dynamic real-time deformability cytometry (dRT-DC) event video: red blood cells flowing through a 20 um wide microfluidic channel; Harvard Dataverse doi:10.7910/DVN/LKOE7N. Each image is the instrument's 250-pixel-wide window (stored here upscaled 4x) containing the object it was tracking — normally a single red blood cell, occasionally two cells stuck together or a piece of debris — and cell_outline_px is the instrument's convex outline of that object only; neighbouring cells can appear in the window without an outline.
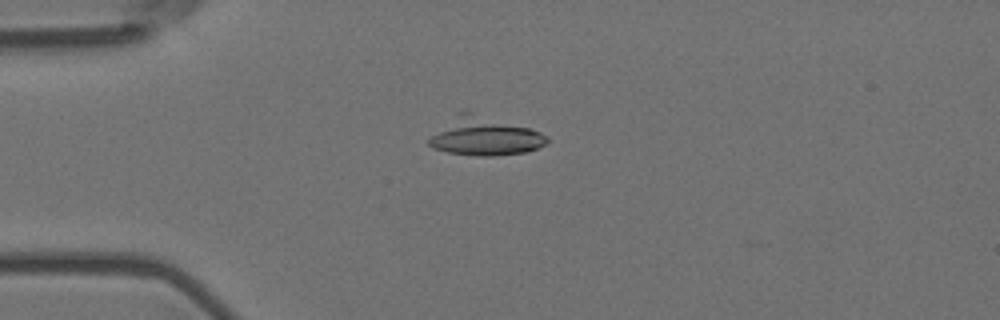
{"species": "Egyptian fruit bat (a non-hibernating species)", "species_latin": "Rousettus aegyptiacus", "temperature_condition": "room temperature", "stored_images_in_passage": 48, "camera_frame_rate_fps": 3000, "um_per_image_px": 0.085, "animal": {"sex": "female"}, "frame": {"image": 1, "passage_image": 14, "time_ms": 4.333, "image_size_px": [1000, 320], "cell_outline_px": [[548, 140], [544, 144], [536, 148], [524, 152], [496, 156], [476, 156], [448, 152], [432, 148], [428, 144], [428, 140], [456, 112], [468, 108], [540, 132], [548, 136]], "centroid_in_image_um": [41.17, 11.54], "position_along_channel_um": 43.8, "area_um2": 26.76}}
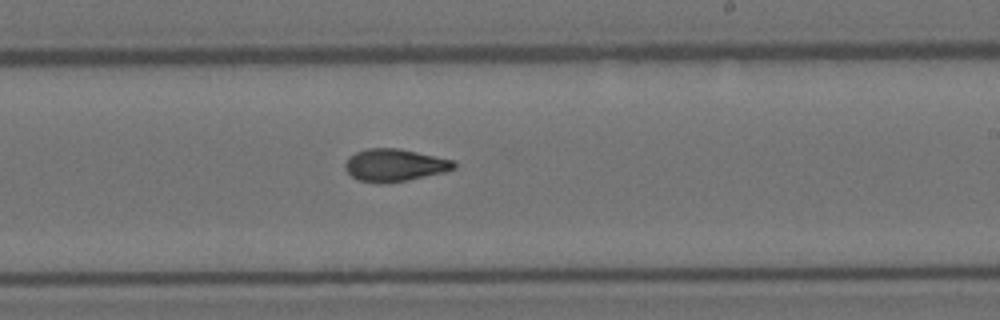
{"frame": {"image": 2, "passage_image": 33, "time_ms": 10.667, "image_size_px": [1000, 320], "cell_outline_px": [[456, 168], [444, 172], [408, 180], [388, 184], [380, 184], [356, 180], [344, 168], [344, 164], [348, 156], [356, 152], [368, 148], [400, 148], [452, 160], [456, 164]], "centroid_in_image_um": [33.5, 14.05], "position_along_channel_um": 255.5, "area_um2": 20.81}}
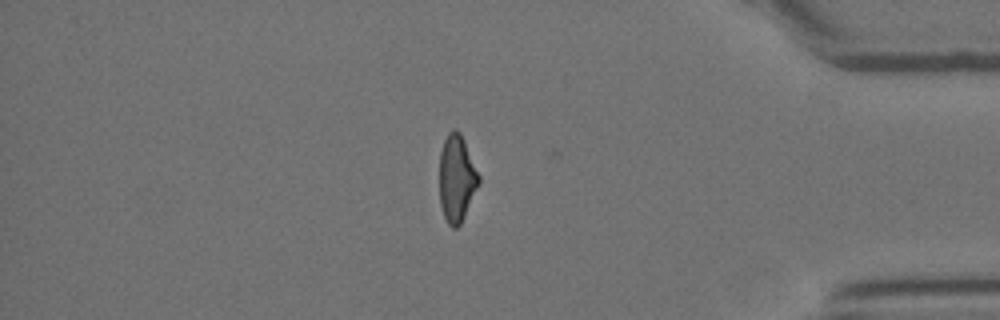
{"frame": {"image": 3, "passage_image": 47, "time_ms": 15.333, "image_size_px": [1000, 320], "cell_outline_px": [[480, 184], [460, 224], [456, 228], [452, 228], [448, 224], [444, 216], [440, 204], [440, 152], [444, 140], [448, 132], [452, 128], [456, 128], [460, 132], [464, 140], [480, 176]], "centroid_in_image_um": [38.82, 15.15], "position_along_channel_um": 396.4, "area_um2": 20.0}, "authors_computed_cell_mechanics": {"area_um2": 20.4034, "velocity_mm_per_s": 3.685, "shape_relaxation_time_tau1_ms": 8.522, "shape_relaxation_time_tau2_ms": 3.352, "deformation_change_tau1": 0.2173, "deformation_change_tau2": 0.0984}}